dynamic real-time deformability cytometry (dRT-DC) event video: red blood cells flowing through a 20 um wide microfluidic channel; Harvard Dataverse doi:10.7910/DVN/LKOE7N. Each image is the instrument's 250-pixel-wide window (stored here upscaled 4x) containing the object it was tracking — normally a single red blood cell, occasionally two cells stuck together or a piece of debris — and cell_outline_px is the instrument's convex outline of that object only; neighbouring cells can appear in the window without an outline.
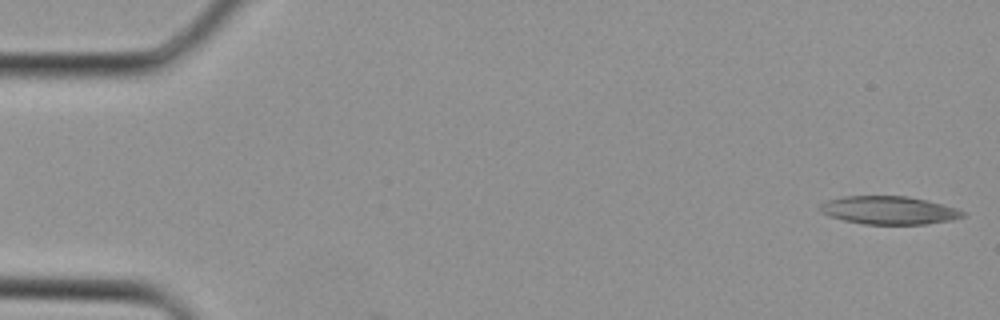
{"species": "Egyptian fruit bat (a non-hibernating species)", "species_latin": "Rousettus aegyptiacus", "temperature_condition": "cold", "stored_images_in_passage": 3, "camera_frame_rate_fps": 3000, "um_per_image_px": 0.085, "animal": {"sex": "female"}, "frame": {"image": 1, "passage_image": 1, "time_ms": 0.0, "image_size_px": [1000, 320], "cell_outline_px": [[968, 216], [952, 220], [924, 224], [864, 224], [844, 220], [820, 212], [820, 204], [828, 200], [844, 196], [908, 196], [928, 200], [956, 208], [964, 212]], "centroid_in_image_um": [75.6, 17.87], "position_along_channel_um": 9.4, "area_um2": 23.35}}